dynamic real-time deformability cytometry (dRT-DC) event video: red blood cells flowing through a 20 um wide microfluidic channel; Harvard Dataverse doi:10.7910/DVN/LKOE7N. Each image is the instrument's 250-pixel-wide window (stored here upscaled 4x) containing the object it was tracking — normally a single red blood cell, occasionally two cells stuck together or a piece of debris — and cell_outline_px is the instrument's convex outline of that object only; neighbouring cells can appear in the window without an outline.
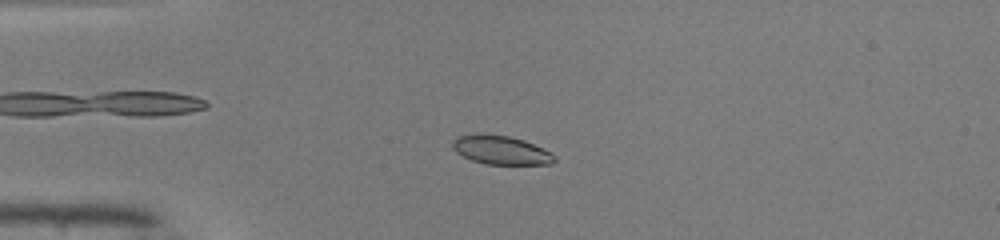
{"species": "common noctule bat (a hibernating species)", "species_latin": "Nyctalus noctula", "temperature_condition": "warm", "stored_images_in_passage": 50, "camera_frame_rate_fps": 3000, "um_per_image_px": 0.085, "animal": {"sex": "male", "body_mass_g": 19.0, "forearm_length_mm": 50.8}, "frame": {"image": 1, "passage_image": 13, "time_ms": 4.0, "image_size_px": [1000, 240], "cell_outline_px": [[556, 160], [552, 164], [484, 164], [472, 160], [456, 152], [452, 148], [452, 140], [456, 136], [508, 136], [524, 140], [552, 152], [556, 156]], "centroid_in_image_um": [42.63, 12.79], "position_along_channel_um": 42.4, "area_um2": 16.65}}
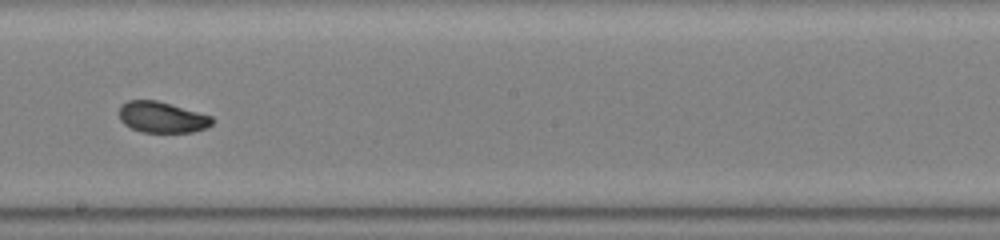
{"frame": {"image": 2, "passage_image": 29, "time_ms": 9.333, "image_size_px": [1000, 240], "cell_outline_px": [[212, 124], [208, 128], [192, 132], [140, 132], [124, 124], [120, 120], [120, 104], [128, 100], [156, 100], [212, 116]], "centroid_in_image_um": [13.76, 9.97], "position_along_channel_um": 234.4, "area_um2": 16.76}}
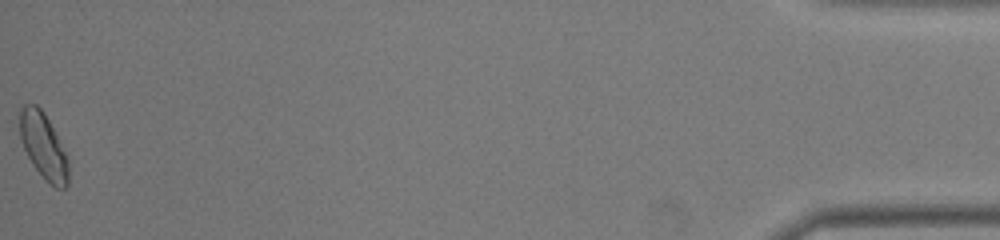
{"frame": {"image": 3, "passage_image": 50, "time_ms": 16.333, "image_size_px": [1000, 240], "cell_outline_px": [[68, 184], [64, 188], [56, 188], [48, 184], [32, 164], [20, 140], [20, 108], [24, 104], [36, 104], [44, 112], [68, 160]], "centroid_in_image_um": [3.67, 12.43], "position_along_channel_um": 431.5, "area_um2": 18.38}, "authors_computed_cell_mechanics": {"area_um2": 17.4556, "velocity_mm_per_s": 4.1405, "shape_relaxation_time_tau1_ms": 2.0457, "shape_relaxation_time_tau2_ms": 1.217, "deformation_change_tau1": 0.1129, "deformation_change_tau2": 0.0481}}